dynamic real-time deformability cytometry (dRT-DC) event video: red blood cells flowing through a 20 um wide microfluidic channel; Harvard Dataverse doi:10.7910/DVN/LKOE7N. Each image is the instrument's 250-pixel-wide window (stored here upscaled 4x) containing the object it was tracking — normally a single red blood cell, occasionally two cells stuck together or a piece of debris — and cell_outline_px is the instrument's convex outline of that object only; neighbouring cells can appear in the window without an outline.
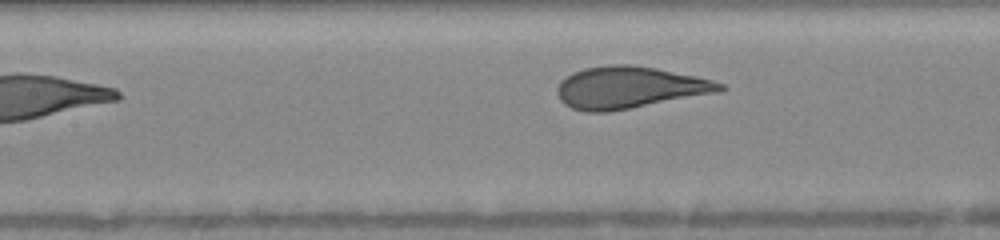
{"species": "human", "species_latin": "Homo sapiens", "temperature_condition": "warm", "stored_images_in_passage": 13, "segment_of_instrument_passage": [2, 2], "camera_frame_rate_fps": 3000, "um_per_image_px": 0.085, "donor": {"sex": "female"}, "frame": {"image": 1, "passage_image": 13, "time_ms": 4.667, "image_size_px": [1000, 240], "cell_outline_px": [[728, 88], [720, 92], [608, 112], [584, 112], [572, 108], [564, 104], [560, 100], [556, 92], [556, 88], [560, 80], [572, 72], [584, 68], [608, 64], [628, 64], [656, 68], [696, 76], [712, 80], [724, 84]], "centroid_in_image_um": [53.47, 7.43], "position_along_channel_um": 153.9, "area_um2": 40.0}}